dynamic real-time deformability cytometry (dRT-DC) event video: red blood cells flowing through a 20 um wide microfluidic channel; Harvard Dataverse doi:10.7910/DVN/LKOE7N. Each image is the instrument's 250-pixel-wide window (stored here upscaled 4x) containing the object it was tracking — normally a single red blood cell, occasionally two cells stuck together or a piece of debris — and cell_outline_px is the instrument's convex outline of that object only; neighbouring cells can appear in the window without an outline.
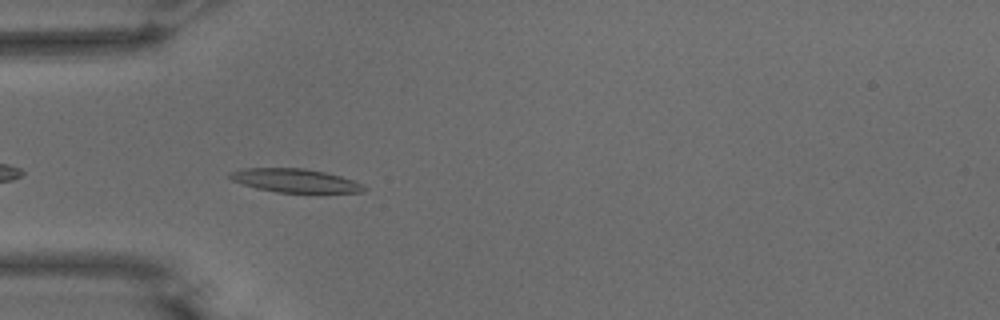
{"species": "common noctule bat (a hibernating species)", "species_latin": "Nyctalus noctula", "temperature_condition": "warm", "stored_images_in_passage": 7, "camera_frame_rate_fps": 3000, "um_per_image_px": 0.085, "animal": {"sex": "male", "body_mass_g": 15.6}, "frame": {"image": 1, "passage_image": 3, "time_ms": 0.667, "image_size_px": [1000, 320], "cell_outline_px": [[368, 188], [364, 192], [276, 192], [256, 188], [232, 180], [228, 176], [228, 172], [244, 168], [304, 168], [324, 172], [340, 176], [352, 180]], "centroid_in_image_um": [25.04, 15.34], "position_along_channel_um": 60.0, "area_um2": 18.21}}